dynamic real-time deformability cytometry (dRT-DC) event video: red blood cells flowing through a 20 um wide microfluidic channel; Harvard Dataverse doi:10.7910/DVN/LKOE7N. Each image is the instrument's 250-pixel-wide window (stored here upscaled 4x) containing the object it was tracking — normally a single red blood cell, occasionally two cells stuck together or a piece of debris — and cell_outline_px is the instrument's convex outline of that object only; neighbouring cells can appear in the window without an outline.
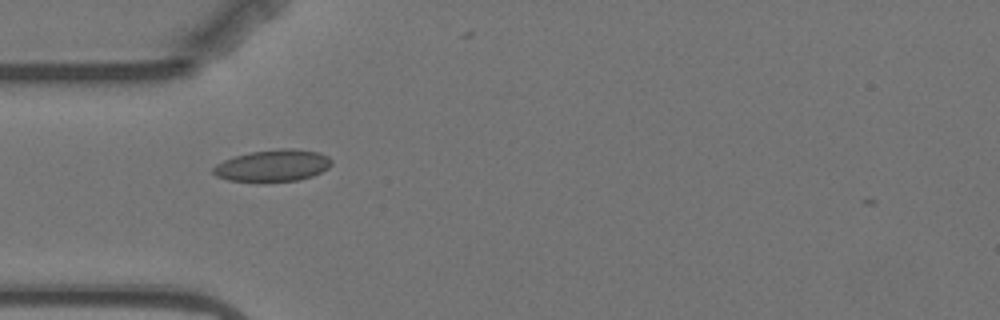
{"species": "Egyptian fruit bat (a non-hibernating species)", "species_latin": "Rousettus aegyptiacus", "temperature_condition": "warm", "stored_images_in_passage": 1, "camera_frame_rate_fps": 3000, "um_per_image_px": 0.085, "animal": {"sex": "female"}, "frame": {"image": 1, "passage_image": 1, "time_ms": 0.0, "image_size_px": [1000, 320], "cell_outline_px": [[332, 164], [328, 168], [312, 176], [296, 180], [228, 180], [216, 176], [212, 172], [212, 168], [216, 164], [232, 156], [252, 152], [280, 148], [292, 148], [320, 152], [328, 156], [332, 160]], "centroid_in_image_um": [23.2, 14.04], "position_along_channel_um": 61.8, "area_um2": 21.62}}